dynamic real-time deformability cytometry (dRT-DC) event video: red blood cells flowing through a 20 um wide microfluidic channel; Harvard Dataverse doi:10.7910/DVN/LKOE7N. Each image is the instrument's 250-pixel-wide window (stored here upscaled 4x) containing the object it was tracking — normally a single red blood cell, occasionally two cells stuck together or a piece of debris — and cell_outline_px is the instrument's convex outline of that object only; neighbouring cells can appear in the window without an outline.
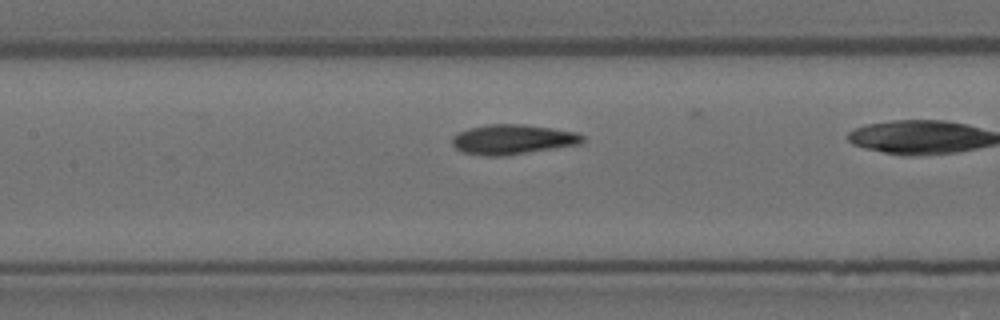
{"species": "Egyptian fruit bat (a non-hibernating species)", "species_latin": "Rousettus aegyptiacus", "temperature_condition": "room temperature", "stored_images_in_passage": 6, "camera_frame_rate_fps": 3000, "um_per_image_px": 0.085, "animal": {"sex": "female"}, "frame": {"image": 1, "passage_image": 5, "time_ms": 5.667, "image_size_px": [1000, 320], "cell_outline_px": [[584, 140], [580, 144], [504, 156], [488, 156], [464, 152], [456, 148], [452, 144], [452, 136], [456, 132], [468, 128], [484, 124], [524, 124], [552, 128], [576, 132], [584, 136]], "centroid_in_image_um": [43.55, 11.84], "position_along_channel_um": 163.9, "area_um2": 22.77}}